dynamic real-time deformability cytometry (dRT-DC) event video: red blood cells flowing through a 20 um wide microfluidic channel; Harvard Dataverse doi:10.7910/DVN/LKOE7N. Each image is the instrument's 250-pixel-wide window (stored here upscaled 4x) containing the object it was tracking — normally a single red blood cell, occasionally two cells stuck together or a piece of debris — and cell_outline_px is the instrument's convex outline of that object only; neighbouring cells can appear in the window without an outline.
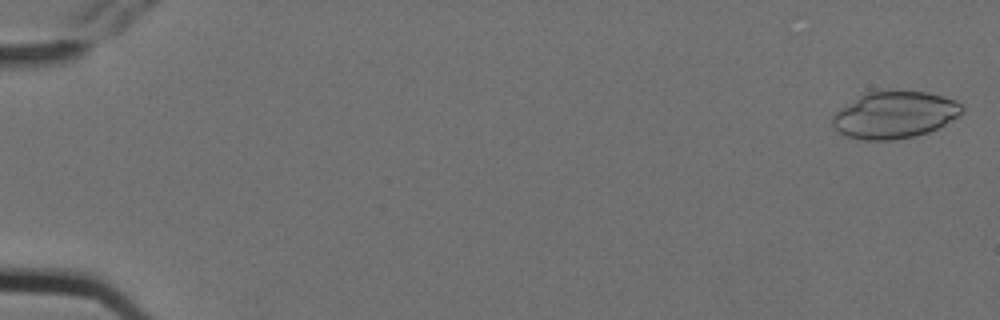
{"species": "Egyptian fruit bat (a non-hibernating species)", "species_latin": "Rousettus aegyptiacus", "temperature_condition": "cold", "stored_images_in_passage": 7, "camera_frame_rate_fps": 3000, "um_per_image_px": 0.085, "animal": {"sex": "female"}, "frame": {"image": 1, "passage_image": 1, "time_ms": 0.0, "image_size_px": [1000, 320], "cell_outline_px": [[964, 112], [960, 116], [928, 132], [916, 136], [892, 140], [864, 140], [844, 136], [832, 124], [832, 116], [840, 108], [860, 96], [868, 92], [924, 92], [944, 96], [956, 100], [964, 108]], "centroid_in_image_um": [76.06, 9.78], "position_along_channel_um": 8.9, "area_um2": 35.08}}